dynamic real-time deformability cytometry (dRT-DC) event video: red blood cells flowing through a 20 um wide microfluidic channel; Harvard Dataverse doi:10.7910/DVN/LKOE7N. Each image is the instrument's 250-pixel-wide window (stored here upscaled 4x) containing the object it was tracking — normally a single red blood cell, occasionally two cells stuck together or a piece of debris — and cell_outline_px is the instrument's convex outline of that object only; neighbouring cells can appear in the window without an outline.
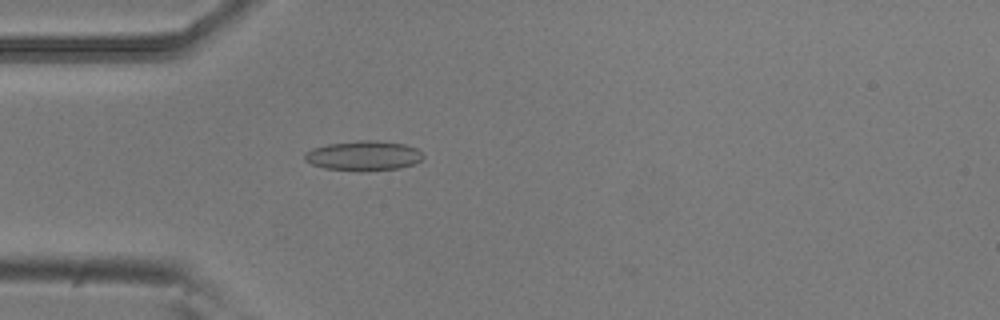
{"species": "common noctule bat (a hibernating species)", "species_latin": "Nyctalus noctula", "temperature_condition": "room temperature", "stored_images_in_passage": 45, "camera_frame_rate_fps": 3000, "um_per_image_px": 0.085, "animal": {"sex": "male", "body_mass_g": 20.5, "forearm_length_mm": 52.5}, "frame": {"image": 1, "passage_image": 7, "time_ms": 2.0, "image_size_px": [1000, 320], "cell_outline_px": [[424, 156], [416, 164], [400, 168], [360, 172], [324, 168], [312, 164], [304, 160], [304, 152], [312, 148], [328, 144], [360, 140], [376, 140], [404, 144], [416, 148]], "centroid_in_image_um": [30.89, 13.25], "position_along_channel_um": 54.1, "area_um2": 20.81}}
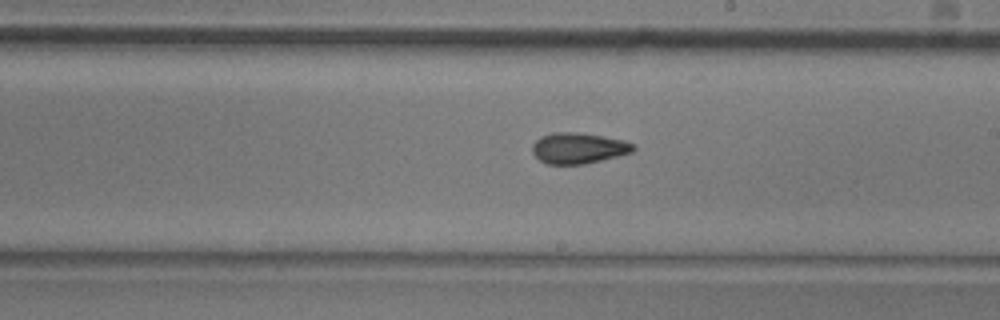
{"frame": {"image": 2, "passage_image": 22, "time_ms": 7.0, "image_size_px": [1000, 320], "cell_outline_px": [[636, 148], [632, 152], [584, 164], [548, 164], [540, 160], [532, 152], [532, 144], [540, 136], [552, 132], [576, 132], [624, 140], [636, 144]], "centroid_in_image_um": [49.15, 12.58], "position_along_channel_um": 239.8, "area_um2": 18.09}}
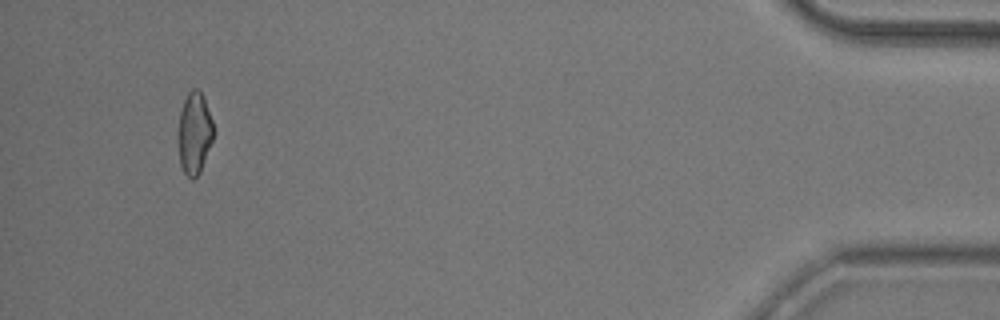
{"frame": {"image": 3, "passage_image": 42, "time_ms": 13.667, "image_size_px": [1000, 320], "cell_outline_px": [[216, 132], [200, 172], [192, 180], [184, 172], [180, 164], [180, 112], [184, 100], [188, 92], [192, 88], [196, 88], [204, 96]], "centroid_in_image_um": [16.58, 11.29], "position_along_channel_um": 418.6, "area_um2": 16.59}, "authors_computed_cell_mechanics": {"area_um2": 17.8024, "velocity_mm_per_s": 3.8033, "shape_relaxation_time_tau1_ms": 5.4901, "shape_relaxation_time_tau2_ms": 1.8063, "deformation_change_tau1": 0.1435, "deformation_change_tau2": 0.0865}}